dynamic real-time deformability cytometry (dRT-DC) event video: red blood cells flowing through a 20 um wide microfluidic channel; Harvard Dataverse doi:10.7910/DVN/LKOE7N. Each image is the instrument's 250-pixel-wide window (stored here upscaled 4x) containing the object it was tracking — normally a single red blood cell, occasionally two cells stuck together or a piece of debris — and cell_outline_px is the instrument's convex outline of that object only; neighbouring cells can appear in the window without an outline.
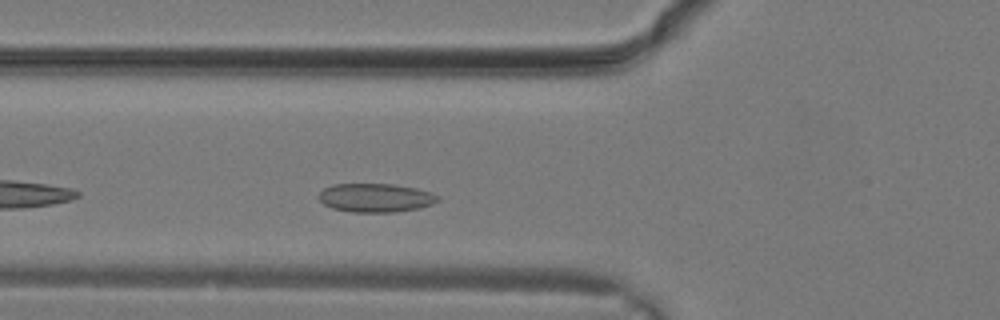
{"species": "common noctule bat (a hibernating species)", "species_latin": "Nyctalus noctula", "temperature_condition": "warm", "stored_images_in_passage": 7, "camera_frame_rate_fps": 3000, "um_per_image_px": 0.085, "animal": {"sex": "male", "body_mass_g": 19.2, "forearm_length_mm": 51.8}, "frame": {"image": 1, "passage_image": 5, "time_ms": 1.333, "image_size_px": [1000, 320], "cell_outline_px": [[440, 200], [432, 204], [420, 208], [396, 212], [352, 212], [332, 208], [324, 204], [320, 200], [320, 192], [324, 188], [332, 184], [392, 184], [416, 188], [432, 192]], "centroid_in_image_um": [31.94, 16.81], "position_along_channel_um": 93.9, "area_um2": 19.88}}
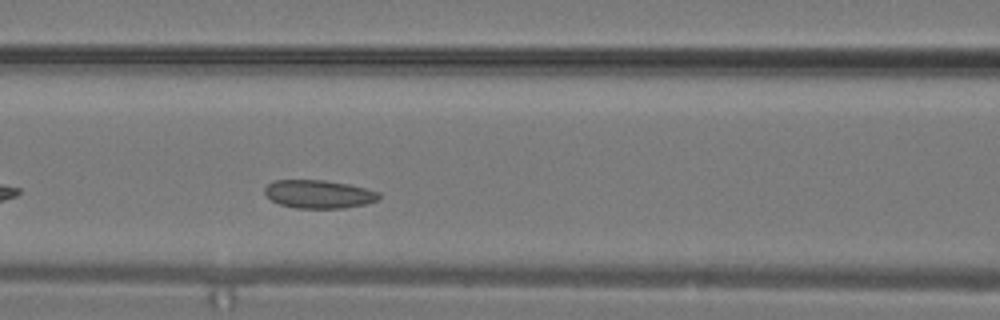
{"frame": {"image": 2, "passage_image": 7, "time_ms": 2.0, "image_size_px": [1000, 320], "cell_outline_px": [[380, 196], [376, 200], [364, 204], [344, 208], [296, 208], [280, 204], [272, 200], [264, 192], [264, 188], [268, 184], [276, 180], [324, 180], [348, 184], [380, 192]], "centroid_in_image_um": [27.08, 16.5], "position_along_channel_um": 139.5, "area_um2": 18.61}}